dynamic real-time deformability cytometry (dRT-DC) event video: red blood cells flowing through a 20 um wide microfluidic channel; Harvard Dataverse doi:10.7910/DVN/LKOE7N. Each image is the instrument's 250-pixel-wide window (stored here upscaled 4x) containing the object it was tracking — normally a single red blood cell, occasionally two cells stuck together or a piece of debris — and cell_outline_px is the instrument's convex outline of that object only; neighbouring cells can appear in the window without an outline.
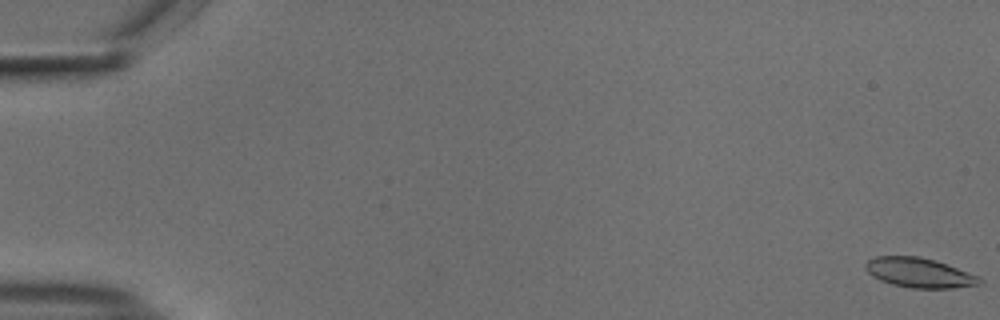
{"species": "common noctule bat (a hibernating species)", "species_latin": "Nyctalus noctula", "temperature_condition": "cold", "stored_images_in_passage": 57, "segment_of_instrument_passage": [1, 2], "camera_frame_rate_fps": 3000, "um_per_image_px": 0.085, "animal": {"sex": "male", "body_mass_g": 18.8}, "frame": {"image": 1, "passage_image": 1, "time_ms": 0.0, "image_size_px": [1000, 320], "cell_outline_px": [[984, 280], [980, 284], [952, 288], [912, 288], [892, 284], [880, 280], [872, 276], [864, 268], [864, 264], [868, 260], [876, 256], [916, 256], [936, 260], [980, 276]], "centroid_in_image_um": [78.15, 23.18], "position_along_channel_um": 6.9, "area_um2": 19.83}}
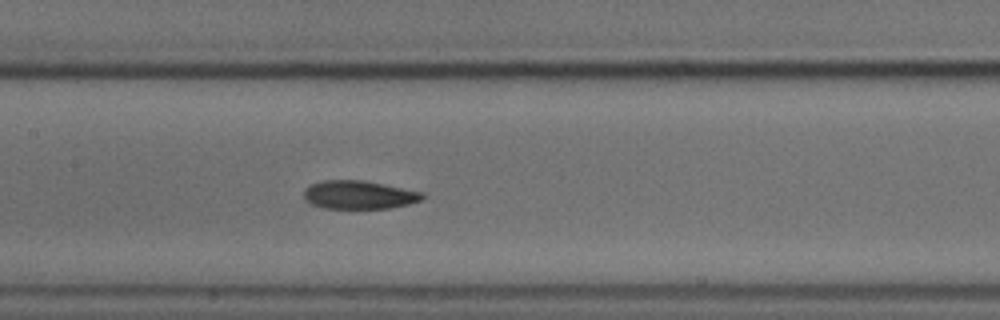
{"frame": {"image": 2, "passage_image": 28, "time_ms": 9.0, "image_size_px": [1000, 320], "cell_outline_px": [[428, 196], [424, 200], [408, 204], [388, 208], [324, 208], [308, 204], [304, 200], [304, 188], [320, 180], [364, 180], [424, 192]], "centroid_in_image_um": [30.53, 16.56], "position_along_channel_um": 176.9, "area_um2": 19.94}}
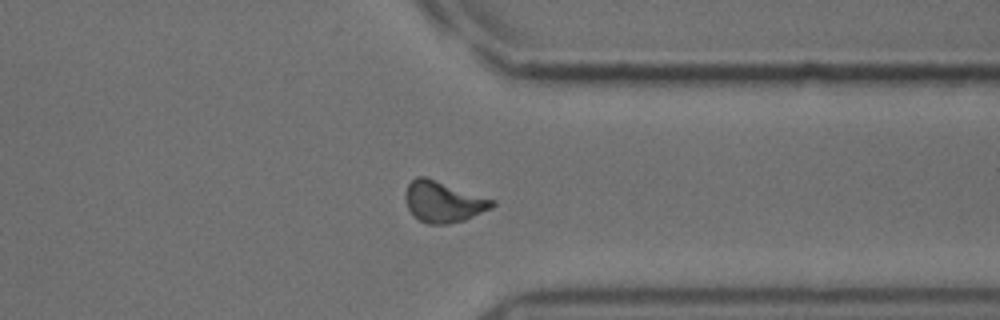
{"frame": {"image": 3, "passage_image": 44, "time_ms": 14.333, "image_size_px": [1000, 320], "cell_outline_px": [[496, 204], [492, 208], [464, 220], [448, 224], [428, 224], [420, 220], [408, 208], [404, 200], [404, 192], [408, 184], [416, 176], [424, 176], [496, 200]], "centroid_in_image_um": [37.68, 17.14], "position_along_channel_um": 373.7, "area_um2": 20.75}}